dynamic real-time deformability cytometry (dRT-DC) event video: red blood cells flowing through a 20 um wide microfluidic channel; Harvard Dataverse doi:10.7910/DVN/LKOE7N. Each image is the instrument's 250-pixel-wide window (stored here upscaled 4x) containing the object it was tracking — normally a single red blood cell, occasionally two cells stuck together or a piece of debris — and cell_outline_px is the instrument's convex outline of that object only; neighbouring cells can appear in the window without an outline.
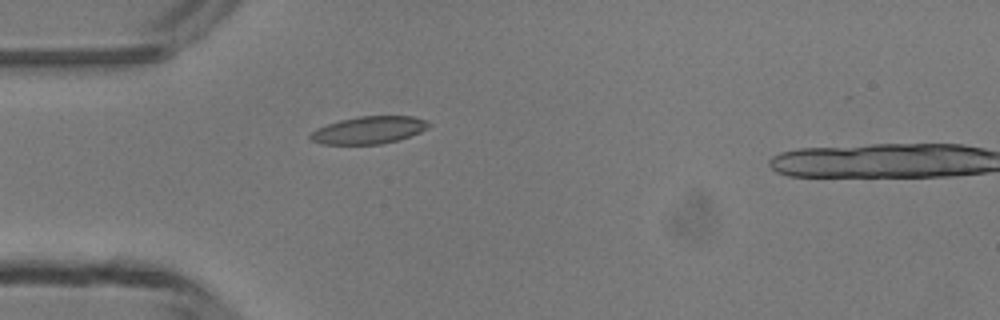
{"species": "common noctule bat (a hibernating species)", "species_latin": "Nyctalus noctula", "temperature_condition": "room temperature", "stored_images_in_passage": 5, "camera_frame_rate_fps": 3000, "um_per_image_px": 0.085, "animal": {"sex": "male", "body_mass_g": 13.3}, "frame": {"image": 1, "passage_image": 4, "time_ms": 4.333, "image_size_px": [1000, 320], "cell_outline_px": [[432, 124], [428, 128], [420, 132], [396, 140], [380, 144], [320, 144], [312, 140], [308, 136], [316, 128], [340, 120], [360, 116], [412, 116], [424, 120]], "centroid_in_image_um": [31.33, 11.05], "position_along_channel_um": 53.7, "area_um2": 18.73}}